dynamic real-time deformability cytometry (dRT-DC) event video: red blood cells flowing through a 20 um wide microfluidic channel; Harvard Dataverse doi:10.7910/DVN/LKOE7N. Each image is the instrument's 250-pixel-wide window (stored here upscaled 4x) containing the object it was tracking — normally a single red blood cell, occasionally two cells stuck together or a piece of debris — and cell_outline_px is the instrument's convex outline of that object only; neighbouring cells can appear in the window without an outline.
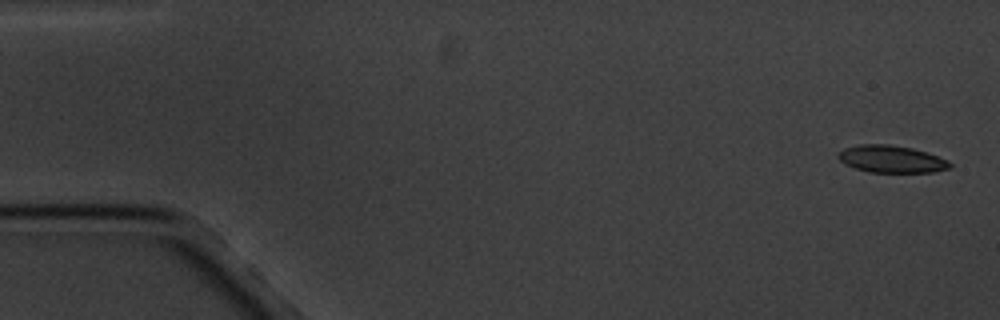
{"species": "common noctule bat (a hibernating species)", "species_latin": "Nyctalus noctula", "temperature_condition": "cold", "stored_images_in_passage": 5, "camera_frame_rate_fps": 3000, "um_per_image_px": 0.085, "animal": {"sex": "male", "body_mass_g": 20.1, "forearm_length_mm": 53.5}, "frame": {"image": 1, "passage_image": 1, "time_ms": 0.0, "image_size_px": [1000, 320], "cell_outline_px": [[952, 168], [932, 172], [868, 172], [844, 164], [836, 156], [844, 148], [860, 144], [888, 144], [912, 148], [948, 160], [952, 164]], "centroid_in_image_um": [75.76, 13.52], "position_along_channel_um": 9.2, "area_um2": 17.63}}
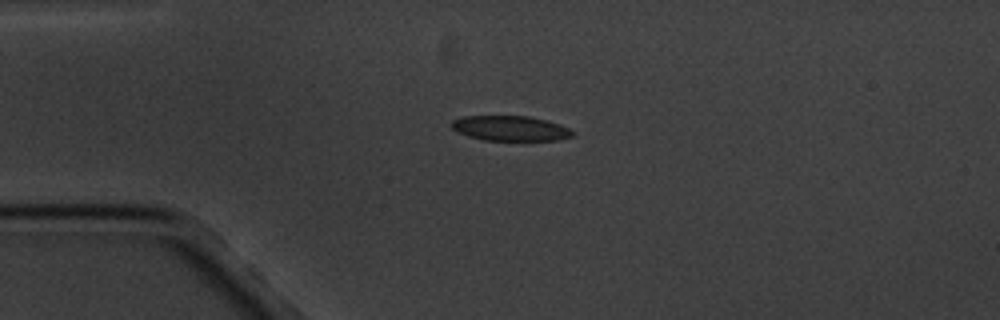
{"frame": {"image": 2, "passage_image": 4, "time_ms": 4.0, "image_size_px": [1000, 320], "cell_outline_px": [[576, 132], [572, 136], [560, 140], [484, 140], [468, 136], [456, 132], [448, 124], [452, 120], [464, 116], [528, 116], [560, 124]], "centroid_in_image_um": [43.35, 10.91], "position_along_channel_um": 41.7, "area_um2": 17.74}}